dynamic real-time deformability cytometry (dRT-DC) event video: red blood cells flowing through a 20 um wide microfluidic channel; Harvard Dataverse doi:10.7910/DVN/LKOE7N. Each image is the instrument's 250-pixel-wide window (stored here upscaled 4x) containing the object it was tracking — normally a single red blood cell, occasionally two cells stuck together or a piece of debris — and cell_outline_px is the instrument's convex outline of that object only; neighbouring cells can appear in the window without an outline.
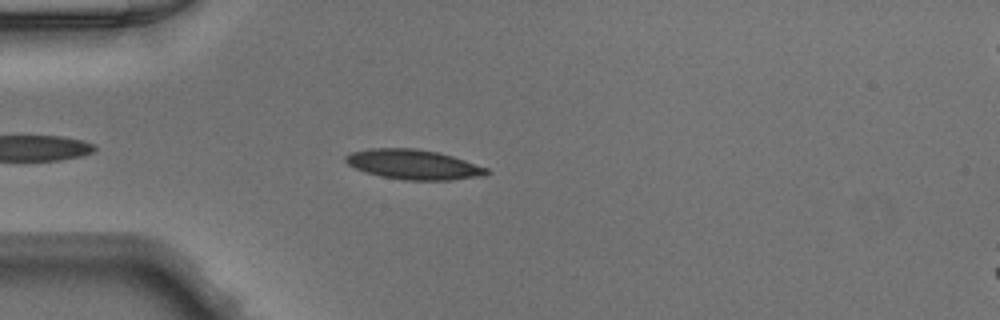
{"species": "Egyptian fruit bat (a non-hibernating species)", "species_latin": "Rousettus aegyptiacus", "temperature_condition": "warm", "stored_images_in_passage": 36, "camera_frame_rate_fps": 3000, "um_per_image_px": 0.085, "animal": {"sex": "male"}, "frame": {"image": 1, "passage_image": 5, "time_ms": 1.333, "image_size_px": [1000, 320], "cell_outline_px": [[492, 172], [484, 176], [452, 180], [404, 180], [380, 176], [364, 172], [348, 164], [344, 160], [344, 156], [352, 152], [368, 148], [416, 148], [436, 152], [452, 156], [488, 168]], "centroid_in_image_um": [35.15, 13.98], "position_along_channel_um": 49.9, "area_um2": 24.62}}
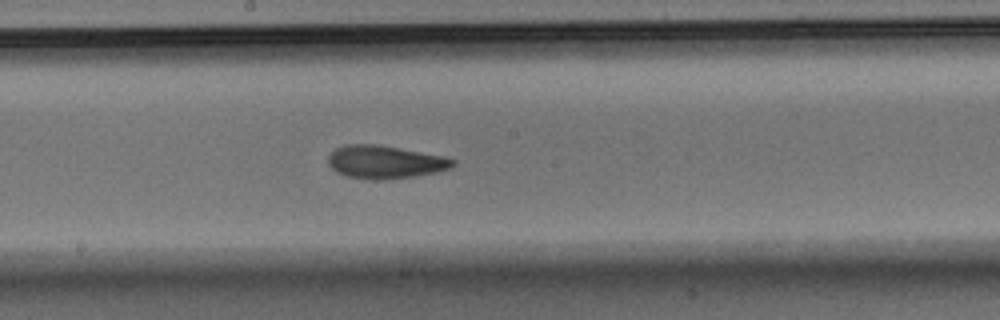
{"frame": {"image": 2, "passage_image": 18, "time_ms": 5.667, "image_size_px": [1000, 320], "cell_outline_px": [[456, 164], [452, 168], [436, 172], [416, 176], [380, 180], [372, 180], [348, 176], [336, 172], [328, 164], [328, 156], [336, 148], [344, 144], [376, 144], [444, 156], [456, 160]], "centroid_in_image_um": [32.74, 13.77], "position_along_channel_um": 215.5, "area_um2": 24.04}}
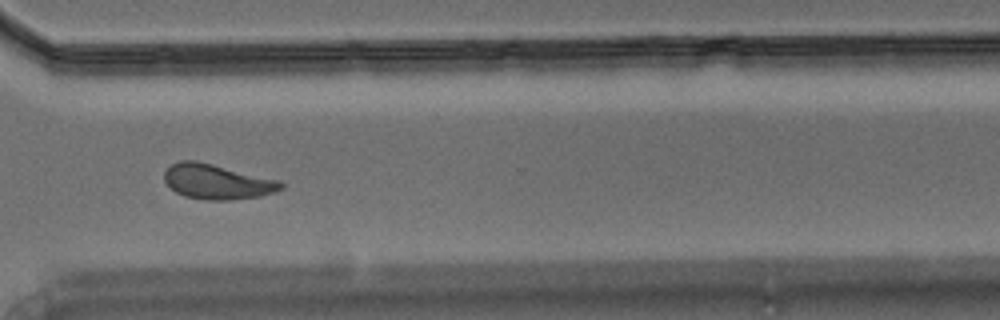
{"frame": {"image": 3, "passage_image": 28, "time_ms": 9.0, "image_size_px": [1000, 320], "cell_outline_px": [[284, 188], [276, 192], [260, 196], [232, 200], [208, 200], [184, 196], [176, 192], [164, 180], [164, 172], [172, 164], [180, 160], [196, 160], [280, 180], [284, 184]], "centroid_in_image_um": [18.48, 15.44], "position_along_channel_um": 352.1, "area_um2": 23.81}}